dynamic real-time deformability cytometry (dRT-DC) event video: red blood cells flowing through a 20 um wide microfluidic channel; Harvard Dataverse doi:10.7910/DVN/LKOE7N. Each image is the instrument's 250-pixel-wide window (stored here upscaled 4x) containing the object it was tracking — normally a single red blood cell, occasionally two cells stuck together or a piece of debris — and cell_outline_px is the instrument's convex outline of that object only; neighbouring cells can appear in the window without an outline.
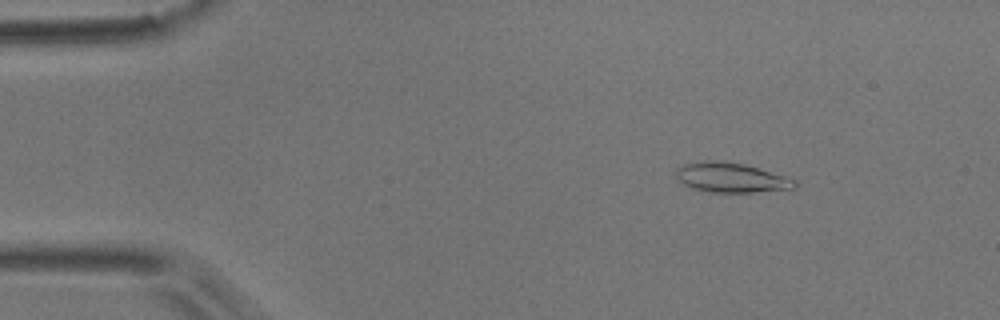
{"species": "common noctule bat (a hibernating species)", "species_latin": "Nyctalus noctula", "temperature_condition": "room temperature", "stored_images_in_passage": 12, "camera_frame_rate_fps": 3000, "um_per_image_px": 0.085, "animal": {"sex": "male", "body_mass_g": 17.9}, "frame": {"image": 1, "passage_image": 7, "time_ms": 2.0, "image_size_px": [1000, 320], "cell_outline_px": [[796, 188], [752, 192], [708, 192], [692, 188], [684, 184], [676, 176], [676, 168], [684, 164], [704, 160], [716, 160], [744, 164], [784, 176], [796, 180]], "centroid_in_image_um": [62.11, 15.09], "position_along_channel_um": 22.9, "area_um2": 20.35}}